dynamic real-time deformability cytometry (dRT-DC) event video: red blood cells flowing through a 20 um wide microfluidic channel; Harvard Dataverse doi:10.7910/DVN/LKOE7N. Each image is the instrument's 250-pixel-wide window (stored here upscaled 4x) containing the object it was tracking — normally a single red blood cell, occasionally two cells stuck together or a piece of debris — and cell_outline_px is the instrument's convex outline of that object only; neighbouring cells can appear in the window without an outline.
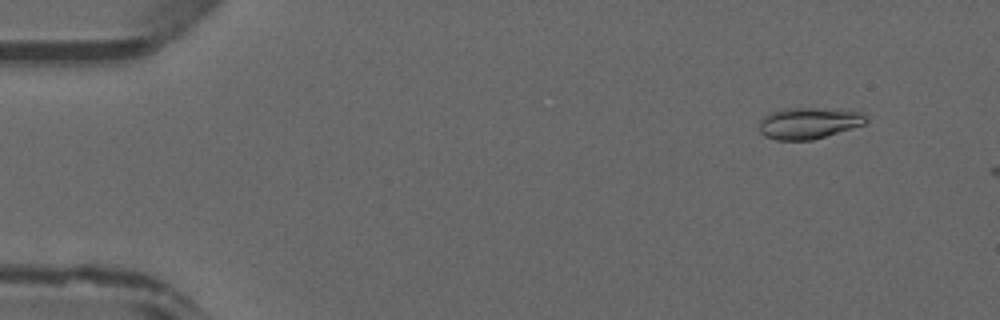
{"species": "common noctule bat (a hibernating species)", "species_latin": "Nyctalus noctula", "temperature_condition": "warm", "stored_images_in_passage": 9, "camera_frame_rate_fps": 3000, "um_per_image_px": 0.085, "animal": {"sex": "male", "forearm_length_mm": 52.5}, "frame": {"image": 1, "passage_image": 2, "time_ms": 0.333, "image_size_px": [1000, 320], "cell_outline_px": [[868, 120], [864, 124], [852, 128], [812, 140], [776, 140], [764, 136], [760, 132], [760, 120], [764, 116], [772, 112], [784, 108], [816, 108], [860, 112]], "centroid_in_image_um": [68.69, 10.47], "position_along_channel_um": 16.3, "area_um2": 19.25}}